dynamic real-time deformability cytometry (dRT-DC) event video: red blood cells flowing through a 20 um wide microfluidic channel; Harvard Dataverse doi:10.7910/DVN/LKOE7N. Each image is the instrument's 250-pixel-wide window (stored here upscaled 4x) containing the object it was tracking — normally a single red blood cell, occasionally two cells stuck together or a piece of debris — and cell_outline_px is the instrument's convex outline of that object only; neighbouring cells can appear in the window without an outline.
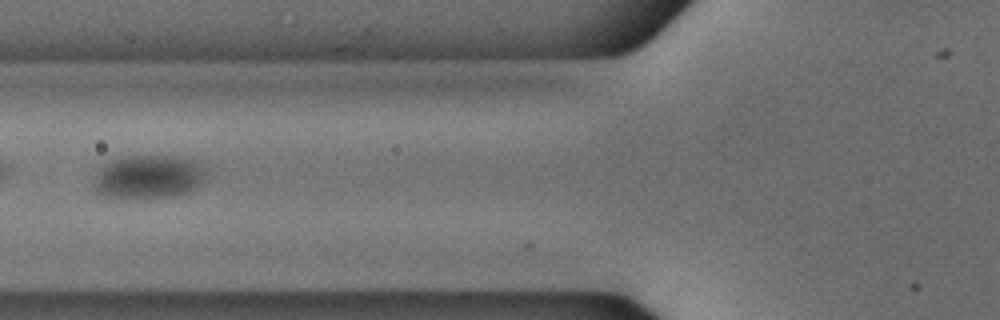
{"species": "common noctule bat (a hibernating species)", "species_latin": "Nyctalus noctula", "temperature_condition": "cold", "stored_images_in_passage": 55, "camera_frame_rate_fps": 3000, "um_per_image_px": 0.085, "animal": {"sex": "male", "body_mass_g": 18.8}, "frame": {"image": 1, "passage_image": 22, "time_ms": 7.0, "image_size_px": [1000, 320], "cell_outline_px": [[212, 168], [204, 180], [196, 188], [188, 192], [176, 196], [104, 196], [96, 192], [96, 172], [104, 164], [112, 160], [124, 156], [180, 156], [196, 160]], "centroid_in_image_um": [12.77, 14.98], "position_along_channel_um": 113.0, "area_um2": 28.55}}
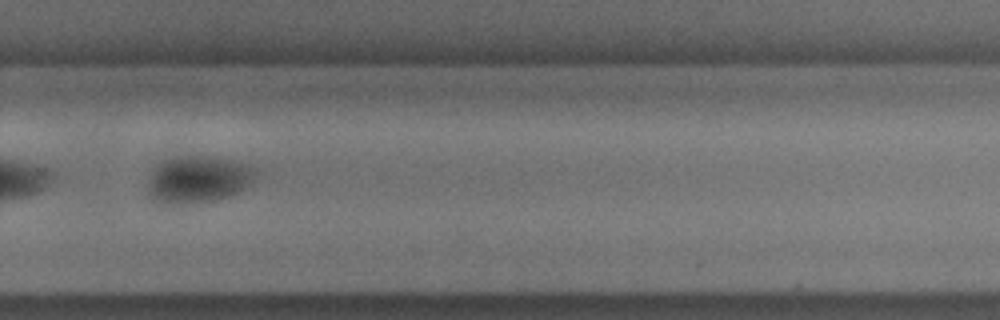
{"frame": {"image": 2, "passage_image": 38, "time_ms": 12.333, "image_size_px": [1000, 320], "cell_outline_px": [[256, 180], [240, 192], [228, 196], [212, 200], [184, 204], [180, 204], [156, 200], [152, 196], [152, 172], [160, 164], [176, 156], [204, 156], [232, 160], [256, 168]], "centroid_in_image_um": [16.97, 15.23], "position_along_channel_um": 312.8, "area_um2": 28.55}}
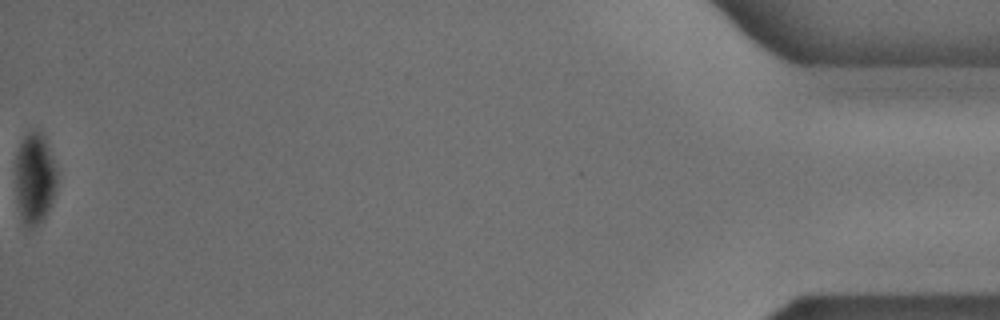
{"frame": {"image": 3, "passage_image": 55, "time_ms": 18.0, "image_size_px": [1000, 320], "cell_outline_px": [[56, 188], [52, 200], [44, 216], [32, 228], [28, 228], [24, 224], [16, 200], [16, 156], [20, 144], [24, 136], [32, 128], [40, 132], [44, 136], [56, 172]], "centroid_in_image_um": [2.92, 15.13], "position_along_channel_um": 432.3, "area_um2": 21.5}}